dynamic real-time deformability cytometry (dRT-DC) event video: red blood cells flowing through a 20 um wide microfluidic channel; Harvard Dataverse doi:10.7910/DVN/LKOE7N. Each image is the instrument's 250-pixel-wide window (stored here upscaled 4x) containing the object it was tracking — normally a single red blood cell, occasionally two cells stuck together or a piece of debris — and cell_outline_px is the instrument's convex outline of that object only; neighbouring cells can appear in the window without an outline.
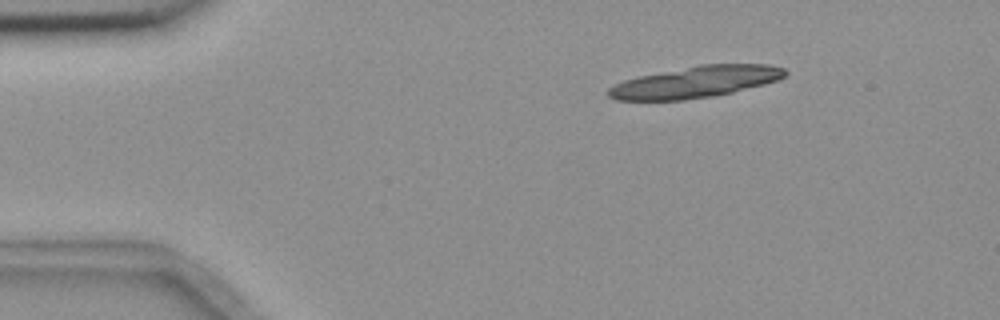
{"species": "common noctule bat (a hibernating species)", "species_latin": "Nyctalus noctula", "temperature_condition": "room temperature", "stored_images_in_passage": 4, "segment_of_instrument_passage": [1, 2], "camera_frame_rate_fps": 3000, "um_per_image_px": 0.085, "animal": {"sex": "female", "body_mass_g": 18.4}, "frame": {"image": 1, "passage_image": 1, "time_ms": 0.0, "image_size_px": [1000, 320], "cell_outline_px": [[788, 72], [784, 76], [776, 80], [764, 84], [732, 92], [712, 96], [684, 100], [616, 100], [608, 96], [608, 88], [624, 80], [640, 76], [700, 64], [768, 64], [784, 68]], "centroid_in_image_um": [59.13, 6.96], "position_along_channel_um": 25.9, "area_um2": 32.14}}